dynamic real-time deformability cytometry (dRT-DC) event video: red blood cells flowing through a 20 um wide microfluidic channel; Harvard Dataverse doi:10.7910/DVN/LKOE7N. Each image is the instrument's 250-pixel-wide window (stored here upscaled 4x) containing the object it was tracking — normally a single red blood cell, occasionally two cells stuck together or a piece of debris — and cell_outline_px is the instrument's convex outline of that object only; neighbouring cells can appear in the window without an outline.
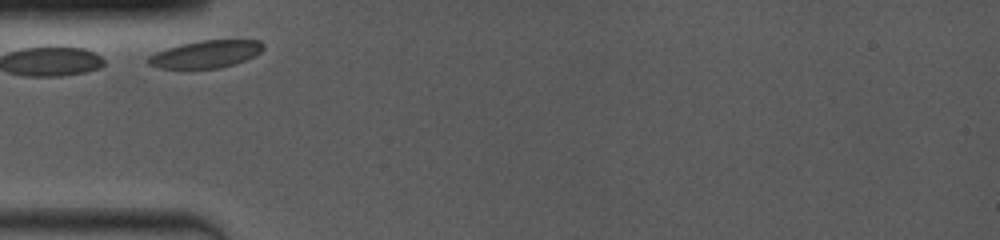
{"species": "common noctule bat (a hibernating species)", "species_latin": "Nyctalus noctula", "temperature_condition": "room temperature", "stored_images_in_passage": 32, "camera_frame_rate_fps": 4000, "um_per_image_px": 0.085, "animal": {"sex": "female", "body_mass_g": 19.0, "forearm_length_mm": 53.3}, "frame": {"image": 1, "passage_image": 1, "time_ms": 0.0, "image_size_px": [1000, 240], "cell_outline_px": [[264, 48], [260, 52], [244, 60], [220, 68], [188, 72], [160, 68], [148, 64], [148, 56], [156, 52], [180, 44], [200, 40], [260, 40], [264, 44]], "centroid_in_image_um": [17.43, 4.65], "position_along_channel_um": 67.6, "area_um2": 19.02}}
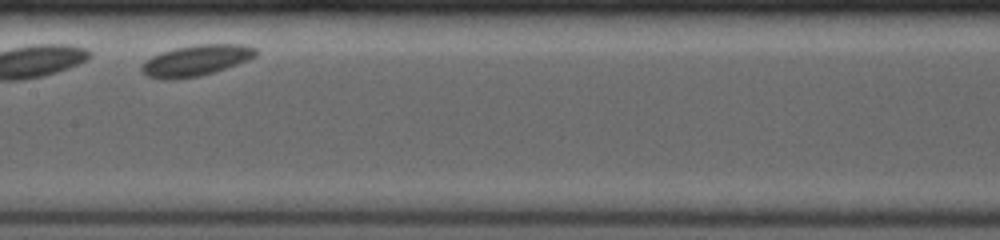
{"frame": {"image": 2, "passage_image": 23, "time_ms": 3.5, "image_size_px": [1000, 240], "cell_outline_px": [[260, 52], [256, 56], [248, 60], [200, 76], [176, 80], [164, 80], [148, 76], [140, 68], [140, 64], [144, 60], [160, 52], [176, 48], [196, 44], [244, 44], [256, 48]], "centroid_in_image_um": [16.65, 5.13], "position_along_channel_um": 190.8, "area_um2": 20.75}}